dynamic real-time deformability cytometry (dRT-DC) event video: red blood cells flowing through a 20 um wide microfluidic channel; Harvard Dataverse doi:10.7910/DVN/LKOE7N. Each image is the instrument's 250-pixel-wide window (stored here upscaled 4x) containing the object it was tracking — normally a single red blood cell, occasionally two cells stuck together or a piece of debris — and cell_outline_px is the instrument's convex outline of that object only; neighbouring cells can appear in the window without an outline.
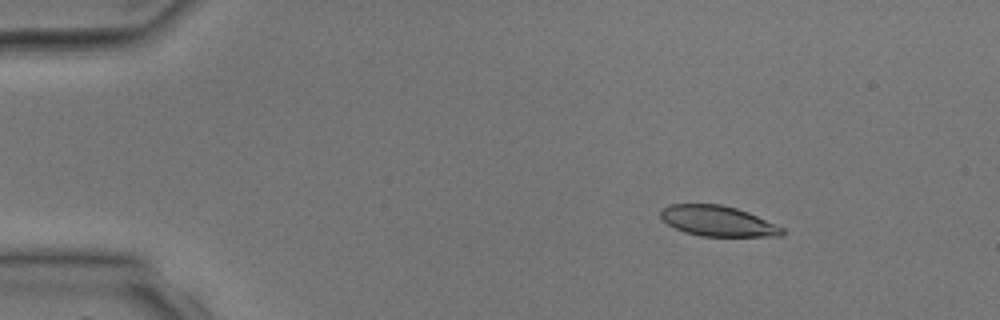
{"species": "common noctule bat (a hibernating species)", "species_latin": "Nyctalus noctula", "temperature_condition": "room temperature", "stored_images_in_passage": 4, "camera_frame_rate_fps": 3000, "um_per_image_px": 0.085, "animal": {"sex": "male", "body_mass_g": 17.9, "forearm_length_mm": 54.2}, "frame": {"image": 1, "passage_image": 1, "time_ms": 0.0, "image_size_px": [1000, 320], "cell_outline_px": [[784, 232], [780, 236], [700, 236], [684, 232], [668, 224], [660, 216], [660, 208], [668, 204], [720, 204], [736, 208], [748, 212], [776, 224], [784, 228]], "centroid_in_image_um": [60.99, 18.78], "position_along_channel_um": 24.0, "area_um2": 21.56}}
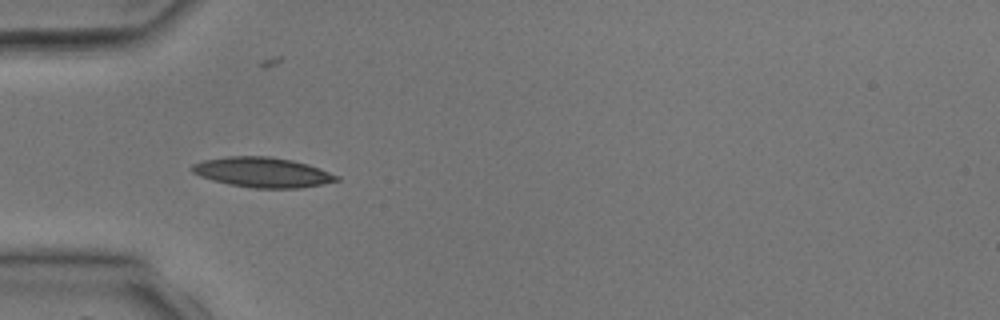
{"frame": {"image": 2, "passage_image": 3, "time_ms": 2.333, "image_size_px": [1000, 320], "cell_outline_px": [[340, 180], [300, 188], [256, 188], [228, 184], [212, 180], [200, 176], [192, 172], [192, 164], [204, 160], [228, 156], [268, 156], [292, 160], [308, 164], [320, 168], [340, 176]], "centroid_in_image_um": [22.32, 14.64], "position_along_channel_um": 62.7, "area_um2": 25.2}}